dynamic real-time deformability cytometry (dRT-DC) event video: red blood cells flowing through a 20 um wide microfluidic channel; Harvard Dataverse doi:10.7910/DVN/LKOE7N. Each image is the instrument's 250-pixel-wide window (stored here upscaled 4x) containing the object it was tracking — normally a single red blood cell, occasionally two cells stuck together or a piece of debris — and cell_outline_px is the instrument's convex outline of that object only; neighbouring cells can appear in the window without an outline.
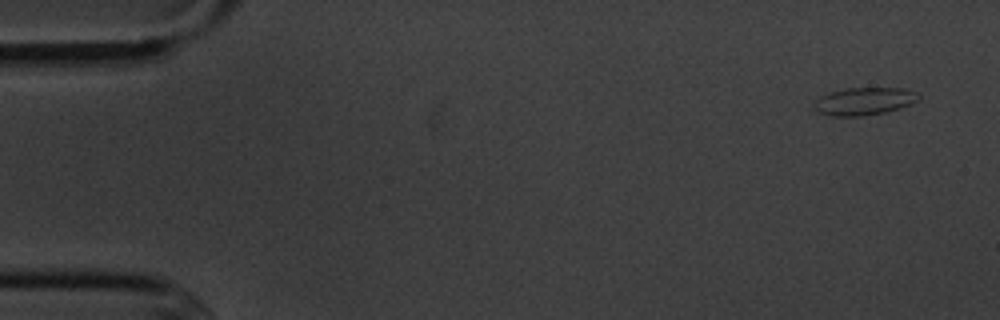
{"species": "common noctule bat (a hibernating species)", "species_latin": "Nyctalus noctula", "temperature_condition": "cold", "stored_images_in_passage": 4, "camera_frame_rate_fps": 3000, "um_per_image_px": 0.085, "animal": {"sex": "male", "body_mass_g": 20.1, "forearm_length_mm": 53.5}, "frame": {"image": 1, "passage_image": 1, "time_ms": 0.0, "image_size_px": [1000, 320], "cell_outline_px": [[920, 96], [916, 100], [900, 108], [884, 112], [864, 116], [828, 116], [820, 112], [816, 108], [816, 100], [820, 96], [832, 92], [848, 88], [904, 88], [916, 92]], "centroid_in_image_um": [73.46, 8.6], "position_along_channel_um": 11.5, "area_um2": 16.47}}
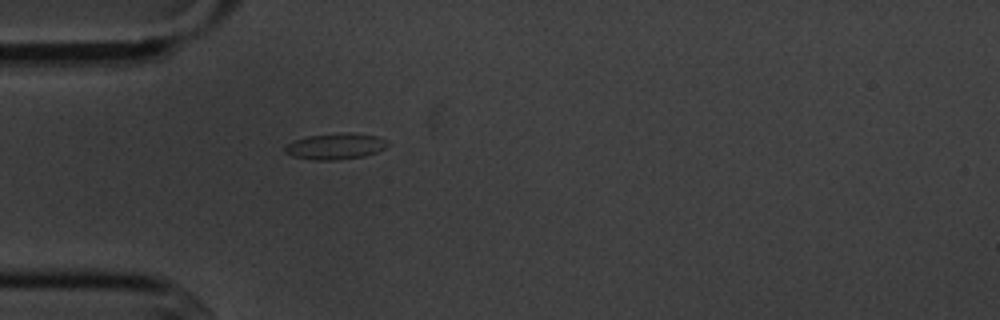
{"frame": {"image": 2, "passage_image": 4, "time_ms": 4.333, "image_size_px": [1000, 320], "cell_outline_px": [[388, 144], [384, 148], [376, 152], [364, 156], [336, 160], [312, 160], [292, 156], [284, 152], [284, 148], [288, 144], [296, 140], [308, 136], [340, 132], [352, 132], [376, 136], [388, 140]], "centroid_in_image_um": [28.52, 12.43], "position_along_channel_um": 56.5, "area_um2": 15.66}}